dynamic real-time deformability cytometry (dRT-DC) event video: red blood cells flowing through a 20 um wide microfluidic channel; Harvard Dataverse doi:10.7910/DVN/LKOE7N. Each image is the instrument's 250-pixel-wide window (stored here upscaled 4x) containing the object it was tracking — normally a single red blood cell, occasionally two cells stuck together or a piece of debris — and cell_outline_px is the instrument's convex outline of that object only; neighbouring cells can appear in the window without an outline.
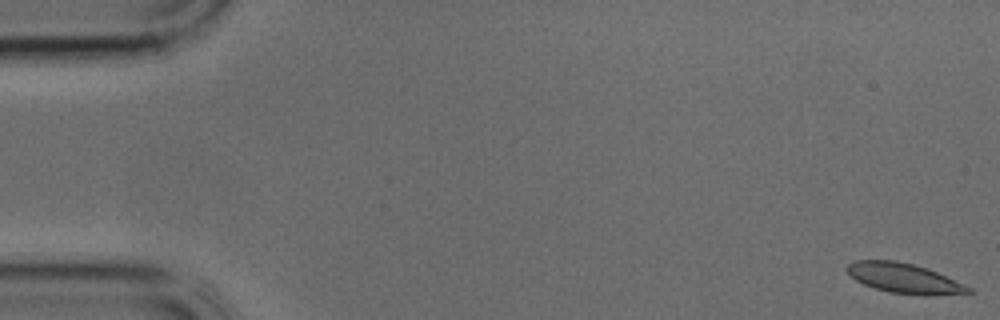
{"species": "common noctule bat (a hibernating species)", "species_latin": "Nyctalus noctula", "temperature_condition": "cold", "stored_images_in_passage": 39, "camera_frame_rate_fps": 3000, "um_per_image_px": 0.085, "animal": {"sex": "male", "body_mass_g": 17.9, "forearm_length_mm": 54.2}, "frame": {"image": 1, "passage_image": 1, "time_ms": 0.0, "image_size_px": [1000, 320], "cell_outline_px": [[972, 292], [932, 296], [924, 296], [888, 292], [864, 284], [856, 280], [844, 268], [848, 264], [856, 260], [896, 260], [928, 268], [972, 288]], "centroid_in_image_um": [76.85, 23.65], "position_along_channel_um": 8.2, "area_um2": 21.15}}
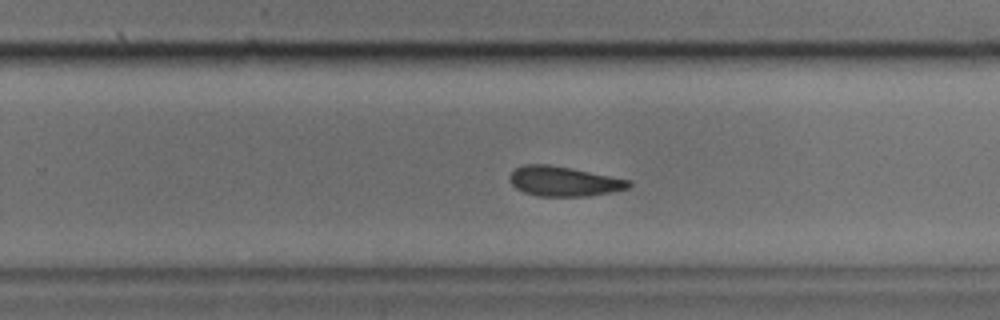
{"frame": {"image": 2, "passage_image": 25, "time_ms": 8.0, "image_size_px": [1000, 320], "cell_outline_px": [[632, 184], [628, 188], [612, 192], [588, 196], [536, 196], [524, 192], [516, 188], [508, 180], [508, 176], [516, 168], [524, 164], [548, 164], [572, 168], [632, 180]], "centroid_in_image_um": [47.93, 15.41], "position_along_channel_um": 281.9, "area_um2": 20.87}}
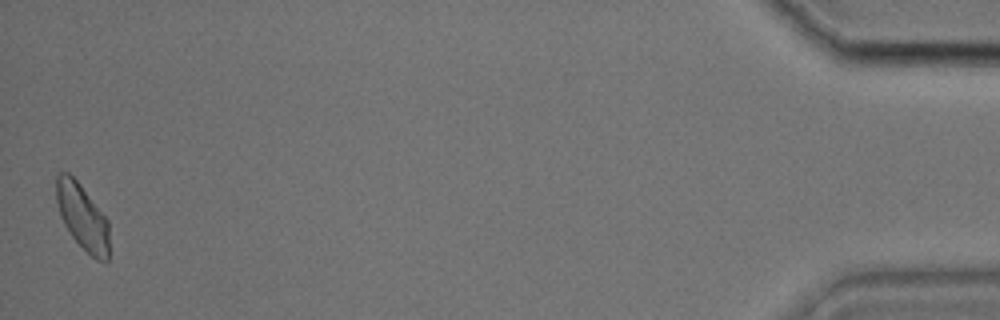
{"frame": {"image": 3, "passage_image": 39, "time_ms": 12.667, "image_size_px": [1000, 320], "cell_outline_px": [[108, 264], [96, 260], [72, 236], [64, 224], [60, 216], [56, 200], [56, 176], [60, 172], [68, 172], [80, 184], [108, 220]], "centroid_in_image_um": [7.0, 18.43], "position_along_channel_um": 428.2, "area_um2": 20.11}}